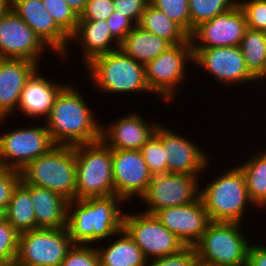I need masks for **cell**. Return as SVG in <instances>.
Returning a JSON list of instances; mask_svg holds the SVG:
<instances>
[{
	"instance_id": "1",
	"label": "cell",
	"mask_w": 266,
	"mask_h": 266,
	"mask_svg": "<svg viewBox=\"0 0 266 266\" xmlns=\"http://www.w3.org/2000/svg\"><path fill=\"white\" fill-rule=\"evenodd\" d=\"M78 87L68 83L57 95L45 126L55 145L76 146L101 140V126Z\"/></svg>"
},
{
	"instance_id": "40",
	"label": "cell",
	"mask_w": 266,
	"mask_h": 266,
	"mask_svg": "<svg viewBox=\"0 0 266 266\" xmlns=\"http://www.w3.org/2000/svg\"><path fill=\"white\" fill-rule=\"evenodd\" d=\"M21 182L20 172L0 167V207L5 211L15 187Z\"/></svg>"
},
{
	"instance_id": "37",
	"label": "cell",
	"mask_w": 266,
	"mask_h": 266,
	"mask_svg": "<svg viewBox=\"0 0 266 266\" xmlns=\"http://www.w3.org/2000/svg\"><path fill=\"white\" fill-rule=\"evenodd\" d=\"M245 16L247 28L266 30V0H237Z\"/></svg>"
},
{
	"instance_id": "35",
	"label": "cell",
	"mask_w": 266,
	"mask_h": 266,
	"mask_svg": "<svg viewBox=\"0 0 266 266\" xmlns=\"http://www.w3.org/2000/svg\"><path fill=\"white\" fill-rule=\"evenodd\" d=\"M19 233L4 219L0 222V261L14 266L17 255Z\"/></svg>"
},
{
	"instance_id": "48",
	"label": "cell",
	"mask_w": 266,
	"mask_h": 266,
	"mask_svg": "<svg viewBox=\"0 0 266 266\" xmlns=\"http://www.w3.org/2000/svg\"><path fill=\"white\" fill-rule=\"evenodd\" d=\"M5 118H0V124H2L3 122H5L4 120ZM3 121V122H2Z\"/></svg>"
},
{
	"instance_id": "18",
	"label": "cell",
	"mask_w": 266,
	"mask_h": 266,
	"mask_svg": "<svg viewBox=\"0 0 266 266\" xmlns=\"http://www.w3.org/2000/svg\"><path fill=\"white\" fill-rule=\"evenodd\" d=\"M177 134L160 124V141L162 142L168 173L200 175L210 162L202 148L192 140Z\"/></svg>"
},
{
	"instance_id": "25",
	"label": "cell",
	"mask_w": 266,
	"mask_h": 266,
	"mask_svg": "<svg viewBox=\"0 0 266 266\" xmlns=\"http://www.w3.org/2000/svg\"><path fill=\"white\" fill-rule=\"evenodd\" d=\"M170 46L172 45L165 39L136 25L120 42L119 49L125 55L145 65L165 52Z\"/></svg>"
},
{
	"instance_id": "12",
	"label": "cell",
	"mask_w": 266,
	"mask_h": 266,
	"mask_svg": "<svg viewBox=\"0 0 266 266\" xmlns=\"http://www.w3.org/2000/svg\"><path fill=\"white\" fill-rule=\"evenodd\" d=\"M199 177L172 173L152 175L149 186L140 197V201L147 205L143 212L154 214L166 207L195 202L200 196Z\"/></svg>"
},
{
	"instance_id": "17",
	"label": "cell",
	"mask_w": 266,
	"mask_h": 266,
	"mask_svg": "<svg viewBox=\"0 0 266 266\" xmlns=\"http://www.w3.org/2000/svg\"><path fill=\"white\" fill-rule=\"evenodd\" d=\"M11 9L52 52L67 57L70 37L56 24L42 0H11Z\"/></svg>"
},
{
	"instance_id": "43",
	"label": "cell",
	"mask_w": 266,
	"mask_h": 266,
	"mask_svg": "<svg viewBox=\"0 0 266 266\" xmlns=\"http://www.w3.org/2000/svg\"><path fill=\"white\" fill-rule=\"evenodd\" d=\"M246 266H266V245L252 244L249 246Z\"/></svg>"
},
{
	"instance_id": "13",
	"label": "cell",
	"mask_w": 266,
	"mask_h": 266,
	"mask_svg": "<svg viewBox=\"0 0 266 266\" xmlns=\"http://www.w3.org/2000/svg\"><path fill=\"white\" fill-rule=\"evenodd\" d=\"M193 62L216 78L220 84H245L258 80L249 72L239 46L192 48ZM227 84V85H226Z\"/></svg>"
},
{
	"instance_id": "47",
	"label": "cell",
	"mask_w": 266,
	"mask_h": 266,
	"mask_svg": "<svg viewBox=\"0 0 266 266\" xmlns=\"http://www.w3.org/2000/svg\"><path fill=\"white\" fill-rule=\"evenodd\" d=\"M0 266H8L5 262L0 261Z\"/></svg>"
},
{
	"instance_id": "30",
	"label": "cell",
	"mask_w": 266,
	"mask_h": 266,
	"mask_svg": "<svg viewBox=\"0 0 266 266\" xmlns=\"http://www.w3.org/2000/svg\"><path fill=\"white\" fill-rule=\"evenodd\" d=\"M246 68L259 81H266V34L247 28L239 45ZM265 77V78H264Z\"/></svg>"
},
{
	"instance_id": "23",
	"label": "cell",
	"mask_w": 266,
	"mask_h": 266,
	"mask_svg": "<svg viewBox=\"0 0 266 266\" xmlns=\"http://www.w3.org/2000/svg\"><path fill=\"white\" fill-rule=\"evenodd\" d=\"M73 41L82 45L81 56L85 66L97 56L116 51L120 46L112 36L107 20L78 21L75 32L70 36L69 42Z\"/></svg>"
},
{
	"instance_id": "21",
	"label": "cell",
	"mask_w": 266,
	"mask_h": 266,
	"mask_svg": "<svg viewBox=\"0 0 266 266\" xmlns=\"http://www.w3.org/2000/svg\"><path fill=\"white\" fill-rule=\"evenodd\" d=\"M40 68L39 64L25 59L0 58V118L12 115L27 79Z\"/></svg>"
},
{
	"instance_id": "26",
	"label": "cell",
	"mask_w": 266,
	"mask_h": 266,
	"mask_svg": "<svg viewBox=\"0 0 266 266\" xmlns=\"http://www.w3.org/2000/svg\"><path fill=\"white\" fill-rule=\"evenodd\" d=\"M120 235V236H119ZM106 248L96 247L101 266H147L148 259L122 228Z\"/></svg>"
},
{
	"instance_id": "33",
	"label": "cell",
	"mask_w": 266,
	"mask_h": 266,
	"mask_svg": "<svg viewBox=\"0 0 266 266\" xmlns=\"http://www.w3.org/2000/svg\"><path fill=\"white\" fill-rule=\"evenodd\" d=\"M149 3L191 35L189 0H149Z\"/></svg>"
},
{
	"instance_id": "27",
	"label": "cell",
	"mask_w": 266,
	"mask_h": 266,
	"mask_svg": "<svg viewBox=\"0 0 266 266\" xmlns=\"http://www.w3.org/2000/svg\"><path fill=\"white\" fill-rule=\"evenodd\" d=\"M138 26L165 39L171 45L186 43L189 40V35L177 23L150 3L142 13Z\"/></svg>"
},
{
	"instance_id": "20",
	"label": "cell",
	"mask_w": 266,
	"mask_h": 266,
	"mask_svg": "<svg viewBox=\"0 0 266 266\" xmlns=\"http://www.w3.org/2000/svg\"><path fill=\"white\" fill-rule=\"evenodd\" d=\"M160 122L148 123L138 112L111 124L101 126V140L111 149L141 150L142 146L155 134Z\"/></svg>"
},
{
	"instance_id": "2",
	"label": "cell",
	"mask_w": 266,
	"mask_h": 266,
	"mask_svg": "<svg viewBox=\"0 0 266 266\" xmlns=\"http://www.w3.org/2000/svg\"><path fill=\"white\" fill-rule=\"evenodd\" d=\"M123 203L116 195L68 201L66 228L72 242L91 245L116 237L123 227Z\"/></svg>"
},
{
	"instance_id": "16",
	"label": "cell",
	"mask_w": 266,
	"mask_h": 266,
	"mask_svg": "<svg viewBox=\"0 0 266 266\" xmlns=\"http://www.w3.org/2000/svg\"><path fill=\"white\" fill-rule=\"evenodd\" d=\"M112 172L115 195L124 202L140 199L152 178L141 150L112 149Z\"/></svg>"
},
{
	"instance_id": "46",
	"label": "cell",
	"mask_w": 266,
	"mask_h": 266,
	"mask_svg": "<svg viewBox=\"0 0 266 266\" xmlns=\"http://www.w3.org/2000/svg\"><path fill=\"white\" fill-rule=\"evenodd\" d=\"M4 219H6L5 210L2 207H0V222L3 221Z\"/></svg>"
},
{
	"instance_id": "41",
	"label": "cell",
	"mask_w": 266,
	"mask_h": 266,
	"mask_svg": "<svg viewBox=\"0 0 266 266\" xmlns=\"http://www.w3.org/2000/svg\"><path fill=\"white\" fill-rule=\"evenodd\" d=\"M116 13L124 15L138 25L149 0H113Z\"/></svg>"
},
{
	"instance_id": "45",
	"label": "cell",
	"mask_w": 266,
	"mask_h": 266,
	"mask_svg": "<svg viewBox=\"0 0 266 266\" xmlns=\"http://www.w3.org/2000/svg\"><path fill=\"white\" fill-rule=\"evenodd\" d=\"M11 9V0H0V17Z\"/></svg>"
},
{
	"instance_id": "15",
	"label": "cell",
	"mask_w": 266,
	"mask_h": 266,
	"mask_svg": "<svg viewBox=\"0 0 266 266\" xmlns=\"http://www.w3.org/2000/svg\"><path fill=\"white\" fill-rule=\"evenodd\" d=\"M48 47L36 33L12 10L0 17V58L25 59L35 62Z\"/></svg>"
},
{
	"instance_id": "32",
	"label": "cell",
	"mask_w": 266,
	"mask_h": 266,
	"mask_svg": "<svg viewBox=\"0 0 266 266\" xmlns=\"http://www.w3.org/2000/svg\"><path fill=\"white\" fill-rule=\"evenodd\" d=\"M141 152L152 175L168 174L166 158L160 141V124L155 134L142 146Z\"/></svg>"
},
{
	"instance_id": "10",
	"label": "cell",
	"mask_w": 266,
	"mask_h": 266,
	"mask_svg": "<svg viewBox=\"0 0 266 266\" xmlns=\"http://www.w3.org/2000/svg\"><path fill=\"white\" fill-rule=\"evenodd\" d=\"M0 134V167L17 171L55 146L45 124Z\"/></svg>"
},
{
	"instance_id": "7",
	"label": "cell",
	"mask_w": 266,
	"mask_h": 266,
	"mask_svg": "<svg viewBox=\"0 0 266 266\" xmlns=\"http://www.w3.org/2000/svg\"><path fill=\"white\" fill-rule=\"evenodd\" d=\"M76 199L115 195L112 149L102 140L75 146Z\"/></svg>"
},
{
	"instance_id": "6",
	"label": "cell",
	"mask_w": 266,
	"mask_h": 266,
	"mask_svg": "<svg viewBox=\"0 0 266 266\" xmlns=\"http://www.w3.org/2000/svg\"><path fill=\"white\" fill-rule=\"evenodd\" d=\"M243 223L210 222L194 245L198 264L204 266H246L249 239ZM244 235V236H243Z\"/></svg>"
},
{
	"instance_id": "39",
	"label": "cell",
	"mask_w": 266,
	"mask_h": 266,
	"mask_svg": "<svg viewBox=\"0 0 266 266\" xmlns=\"http://www.w3.org/2000/svg\"><path fill=\"white\" fill-rule=\"evenodd\" d=\"M114 11L113 0H88L79 21L107 20Z\"/></svg>"
},
{
	"instance_id": "5",
	"label": "cell",
	"mask_w": 266,
	"mask_h": 266,
	"mask_svg": "<svg viewBox=\"0 0 266 266\" xmlns=\"http://www.w3.org/2000/svg\"><path fill=\"white\" fill-rule=\"evenodd\" d=\"M85 67L89 80L104 94L152 93L146 83L144 65L120 49L97 56Z\"/></svg>"
},
{
	"instance_id": "31",
	"label": "cell",
	"mask_w": 266,
	"mask_h": 266,
	"mask_svg": "<svg viewBox=\"0 0 266 266\" xmlns=\"http://www.w3.org/2000/svg\"><path fill=\"white\" fill-rule=\"evenodd\" d=\"M237 0H189L191 33L202 22L229 11Z\"/></svg>"
},
{
	"instance_id": "22",
	"label": "cell",
	"mask_w": 266,
	"mask_h": 266,
	"mask_svg": "<svg viewBox=\"0 0 266 266\" xmlns=\"http://www.w3.org/2000/svg\"><path fill=\"white\" fill-rule=\"evenodd\" d=\"M38 70L40 69L37 68L27 79L17 109L27 117L41 119L44 116L46 119L57 95L68 83L51 81L50 78L43 77Z\"/></svg>"
},
{
	"instance_id": "4",
	"label": "cell",
	"mask_w": 266,
	"mask_h": 266,
	"mask_svg": "<svg viewBox=\"0 0 266 266\" xmlns=\"http://www.w3.org/2000/svg\"><path fill=\"white\" fill-rule=\"evenodd\" d=\"M200 199L211 222L241 223L251 204L244 173L237 165L224 171L209 184L200 186Z\"/></svg>"
},
{
	"instance_id": "29",
	"label": "cell",
	"mask_w": 266,
	"mask_h": 266,
	"mask_svg": "<svg viewBox=\"0 0 266 266\" xmlns=\"http://www.w3.org/2000/svg\"><path fill=\"white\" fill-rule=\"evenodd\" d=\"M6 220L20 234L36 229V217L30 192L19 183L5 211Z\"/></svg>"
},
{
	"instance_id": "9",
	"label": "cell",
	"mask_w": 266,
	"mask_h": 266,
	"mask_svg": "<svg viewBox=\"0 0 266 266\" xmlns=\"http://www.w3.org/2000/svg\"><path fill=\"white\" fill-rule=\"evenodd\" d=\"M190 61L193 63V49L189 39L186 43L170 46L146 63L145 79L152 94L155 93L158 98H164L166 103H170L175 98L177 89L185 82L188 70L186 65Z\"/></svg>"
},
{
	"instance_id": "11",
	"label": "cell",
	"mask_w": 266,
	"mask_h": 266,
	"mask_svg": "<svg viewBox=\"0 0 266 266\" xmlns=\"http://www.w3.org/2000/svg\"><path fill=\"white\" fill-rule=\"evenodd\" d=\"M122 228L148 260L177 253L185 247L182 241L162 225L154 214L143 211L134 214L124 213Z\"/></svg>"
},
{
	"instance_id": "3",
	"label": "cell",
	"mask_w": 266,
	"mask_h": 266,
	"mask_svg": "<svg viewBox=\"0 0 266 266\" xmlns=\"http://www.w3.org/2000/svg\"><path fill=\"white\" fill-rule=\"evenodd\" d=\"M20 172L21 184L36 185L75 200V146L55 145L49 152L28 163Z\"/></svg>"
},
{
	"instance_id": "38",
	"label": "cell",
	"mask_w": 266,
	"mask_h": 266,
	"mask_svg": "<svg viewBox=\"0 0 266 266\" xmlns=\"http://www.w3.org/2000/svg\"><path fill=\"white\" fill-rule=\"evenodd\" d=\"M198 258L194 246H185L177 253L148 260L147 266H196Z\"/></svg>"
},
{
	"instance_id": "36",
	"label": "cell",
	"mask_w": 266,
	"mask_h": 266,
	"mask_svg": "<svg viewBox=\"0 0 266 266\" xmlns=\"http://www.w3.org/2000/svg\"><path fill=\"white\" fill-rule=\"evenodd\" d=\"M74 244L59 266H101L96 245Z\"/></svg>"
},
{
	"instance_id": "28",
	"label": "cell",
	"mask_w": 266,
	"mask_h": 266,
	"mask_svg": "<svg viewBox=\"0 0 266 266\" xmlns=\"http://www.w3.org/2000/svg\"><path fill=\"white\" fill-rule=\"evenodd\" d=\"M252 154L239 165L246 179L247 192L254 207L266 208V150Z\"/></svg>"
},
{
	"instance_id": "24",
	"label": "cell",
	"mask_w": 266,
	"mask_h": 266,
	"mask_svg": "<svg viewBox=\"0 0 266 266\" xmlns=\"http://www.w3.org/2000/svg\"><path fill=\"white\" fill-rule=\"evenodd\" d=\"M29 192L36 217V229L67 227L68 200L47 188L22 184Z\"/></svg>"
},
{
	"instance_id": "19",
	"label": "cell",
	"mask_w": 266,
	"mask_h": 266,
	"mask_svg": "<svg viewBox=\"0 0 266 266\" xmlns=\"http://www.w3.org/2000/svg\"><path fill=\"white\" fill-rule=\"evenodd\" d=\"M154 215L185 246H194L211 222L200 197L193 203L160 209Z\"/></svg>"
},
{
	"instance_id": "34",
	"label": "cell",
	"mask_w": 266,
	"mask_h": 266,
	"mask_svg": "<svg viewBox=\"0 0 266 266\" xmlns=\"http://www.w3.org/2000/svg\"><path fill=\"white\" fill-rule=\"evenodd\" d=\"M56 24L70 37L76 30L79 17L65 0H42Z\"/></svg>"
},
{
	"instance_id": "14",
	"label": "cell",
	"mask_w": 266,
	"mask_h": 266,
	"mask_svg": "<svg viewBox=\"0 0 266 266\" xmlns=\"http://www.w3.org/2000/svg\"><path fill=\"white\" fill-rule=\"evenodd\" d=\"M246 29V16L237 3L229 11L196 26L189 39L192 48L239 46Z\"/></svg>"
},
{
	"instance_id": "44",
	"label": "cell",
	"mask_w": 266,
	"mask_h": 266,
	"mask_svg": "<svg viewBox=\"0 0 266 266\" xmlns=\"http://www.w3.org/2000/svg\"><path fill=\"white\" fill-rule=\"evenodd\" d=\"M87 1L88 0H65L78 17L84 12Z\"/></svg>"
},
{
	"instance_id": "8",
	"label": "cell",
	"mask_w": 266,
	"mask_h": 266,
	"mask_svg": "<svg viewBox=\"0 0 266 266\" xmlns=\"http://www.w3.org/2000/svg\"><path fill=\"white\" fill-rule=\"evenodd\" d=\"M73 245L66 227L22 232L14 266H59Z\"/></svg>"
},
{
	"instance_id": "42",
	"label": "cell",
	"mask_w": 266,
	"mask_h": 266,
	"mask_svg": "<svg viewBox=\"0 0 266 266\" xmlns=\"http://www.w3.org/2000/svg\"><path fill=\"white\" fill-rule=\"evenodd\" d=\"M112 36L120 43L126 35L136 26L129 18L115 11L107 18Z\"/></svg>"
}]
</instances>
